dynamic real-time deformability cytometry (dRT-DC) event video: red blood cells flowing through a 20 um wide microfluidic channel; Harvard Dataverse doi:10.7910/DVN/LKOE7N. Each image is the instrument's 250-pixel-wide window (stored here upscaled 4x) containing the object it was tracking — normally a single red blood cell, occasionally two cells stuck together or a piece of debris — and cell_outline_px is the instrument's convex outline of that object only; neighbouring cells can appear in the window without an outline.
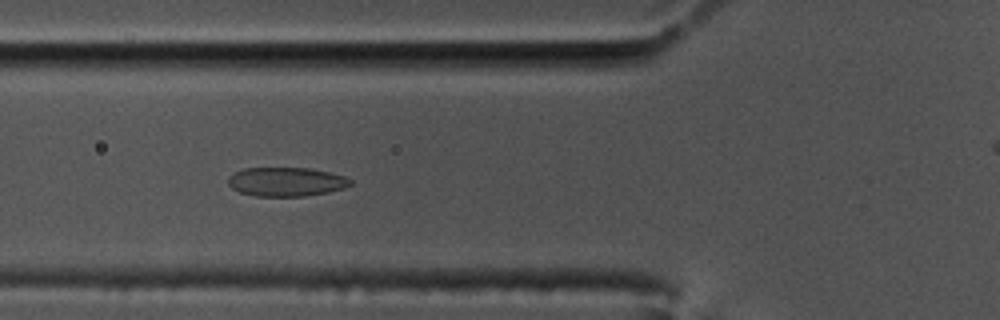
{"species": "common noctule bat (a hibernating species)", "species_latin": "Nyctalus noctula", "temperature_condition": "cold", "stored_images_in_passage": 59, "camera_frame_rate_fps": 3000, "um_per_image_px": 0.085, "animal": {"sex": "male", "body_mass_g": 17.5, "forearm_length_mm": 52.3}, "frame": {"image": 1, "passage_image": 21, "time_ms": 6.667, "image_size_px": [1000, 320], "cell_outline_px": [[352, 184], [344, 188], [328, 192], [304, 196], [256, 196], [240, 192], [232, 188], [228, 184], [228, 176], [244, 168], [308, 168], [328, 172], [344, 176], [352, 180]], "centroid_in_image_um": [24.32, 15.45], "position_along_channel_um": 101.5, "area_um2": 20.58}}
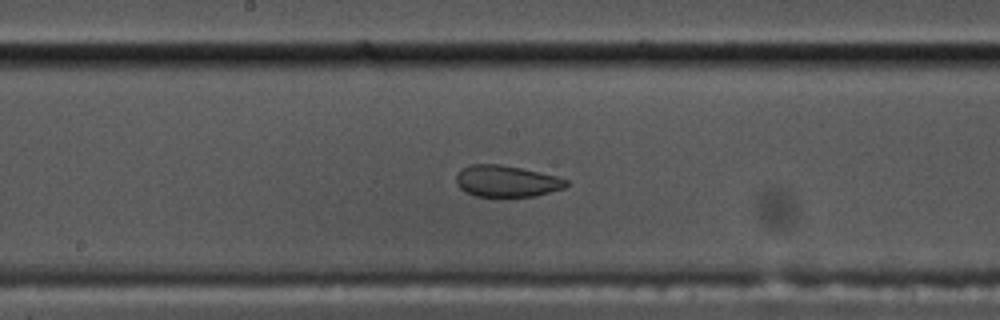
{"frame": {"image": 2, "passage_image": 30, "time_ms": 9.667, "image_size_px": [1000, 320], "cell_outline_px": [[568, 184], [564, 188], [536, 196], [476, 196], [464, 192], [456, 184], [456, 176], [464, 168], [472, 164], [500, 164], [520, 168], [556, 176], [568, 180]], "centroid_in_image_um": [43.05, 15.4], "position_along_channel_um": 205.1, "area_um2": 20.0}}
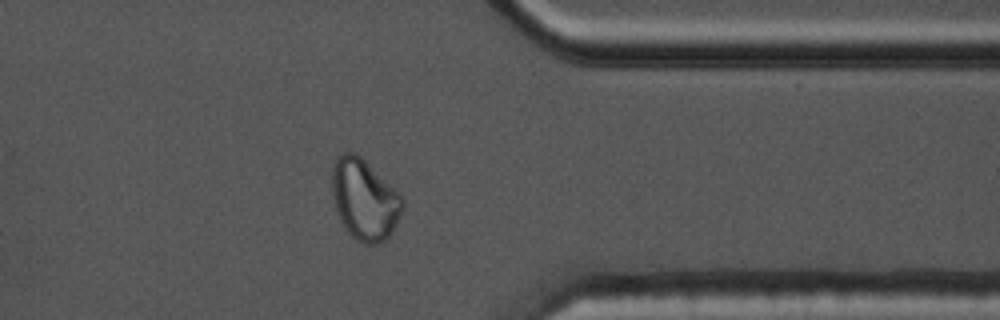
{"frame": {"image": 3, "passage_image": 46, "time_ms": 15.0, "image_size_px": [1000, 320], "cell_outline_px": [[404, 208], [392, 232], [384, 240], [376, 244], [364, 244], [356, 240], [344, 228], [340, 220], [336, 208], [332, 192], [332, 160], [336, 156], [344, 152], [356, 152], [404, 200]], "centroid_in_image_um": [30.94, 16.96], "position_along_channel_um": 380.5, "area_um2": 32.89}}